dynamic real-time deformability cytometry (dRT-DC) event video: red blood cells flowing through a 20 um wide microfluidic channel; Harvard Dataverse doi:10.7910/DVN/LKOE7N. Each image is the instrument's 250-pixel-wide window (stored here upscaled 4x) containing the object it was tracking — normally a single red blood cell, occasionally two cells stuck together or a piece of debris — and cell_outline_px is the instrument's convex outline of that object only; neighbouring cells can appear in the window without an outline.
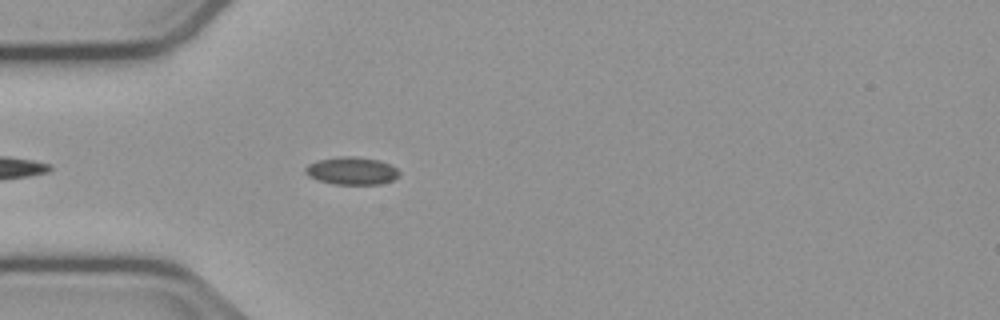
{"species": "common noctule bat (a hibernating species)", "species_latin": "Nyctalus noctula", "temperature_condition": "cold", "stored_images_in_passage": 29, "camera_frame_rate_fps": 3000, "um_per_image_px": 0.085, "animal": {"sex": "male", "body_mass_g": 23.1, "forearm_length_mm": 52.7}, "frame": {"image": 1, "passage_image": 5, "time_ms": 1.333, "image_size_px": [1000, 320], "cell_outline_px": [[400, 176], [392, 180], [380, 184], [332, 184], [308, 176], [304, 172], [304, 168], [308, 164], [316, 160], [340, 156], [356, 156], [380, 160], [396, 168], [400, 172]], "centroid_in_image_um": [29.88, 14.51], "position_along_channel_um": 55.1, "area_um2": 15.26}}
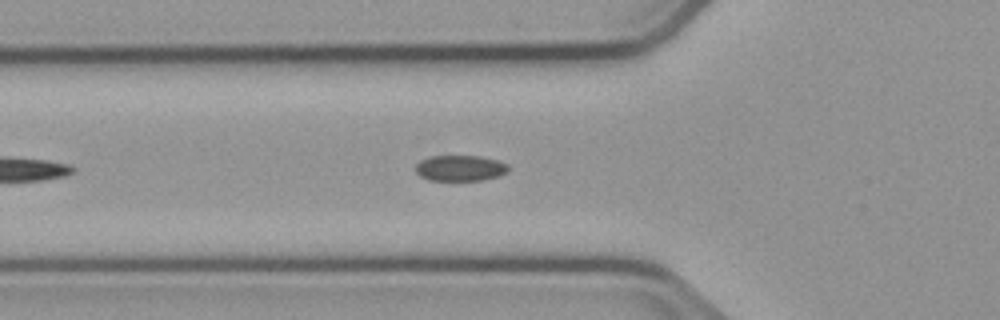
{"frame": {"image": 2, "passage_image": 8, "time_ms": 2.333, "image_size_px": [1000, 320], "cell_outline_px": [[508, 172], [500, 176], [484, 180], [428, 180], [420, 176], [416, 172], [416, 164], [420, 160], [428, 156], [480, 156], [496, 160], [508, 164]], "centroid_in_image_um": [39.11, 14.29], "position_along_channel_um": 86.7, "area_um2": 14.05}}
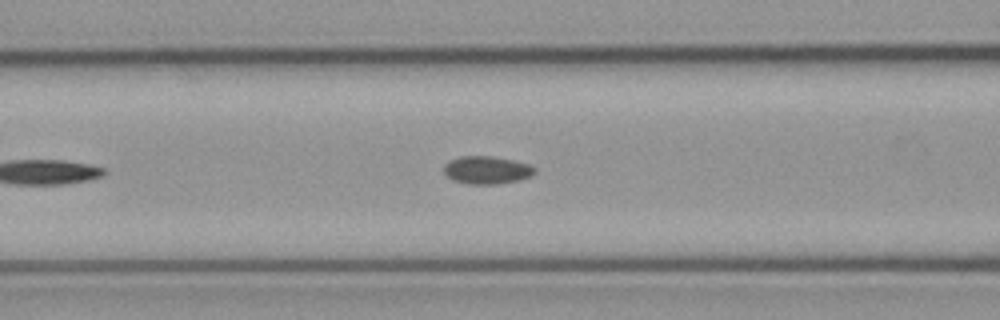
{"frame": {"image": 3, "passage_image": 11, "time_ms": 3.333, "image_size_px": [1000, 320], "cell_outline_px": [[536, 172], [532, 176], [520, 180], [496, 184], [464, 184], [452, 180], [444, 172], [444, 164], [460, 156], [492, 156], [512, 160], [528, 164], [536, 168]], "centroid_in_image_um": [41.39, 14.46], "position_along_channel_um": 125.2, "area_um2": 14.8}}